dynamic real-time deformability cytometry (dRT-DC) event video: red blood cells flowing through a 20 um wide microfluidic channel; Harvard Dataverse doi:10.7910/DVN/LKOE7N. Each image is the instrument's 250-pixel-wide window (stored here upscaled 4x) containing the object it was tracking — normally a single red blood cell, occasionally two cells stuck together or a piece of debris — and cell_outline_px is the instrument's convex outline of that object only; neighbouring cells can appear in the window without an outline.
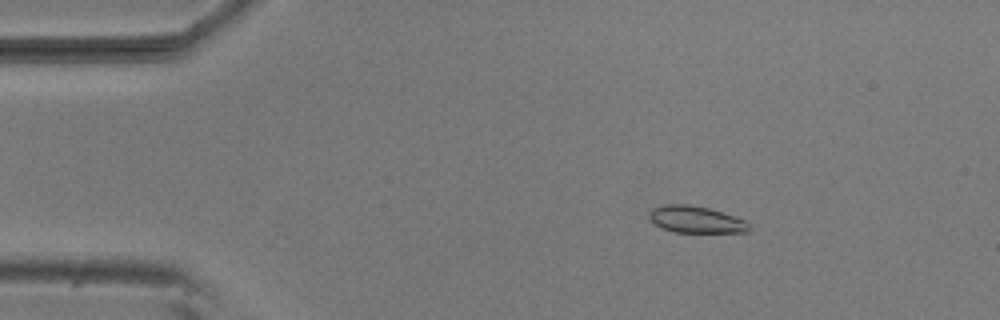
{"species": "common noctule bat (a hibernating species)", "species_latin": "Nyctalus noctula", "temperature_condition": "room temperature", "stored_images_in_passage": 4, "camera_frame_rate_fps": 3000, "um_per_image_px": 0.085, "animal": {"sex": "male", "body_mass_g": 20.5, "forearm_length_mm": 52.5}, "frame": {"image": 1, "passage_image": 2, "time_ms": 0.333, "image_size_px": [1000, 320], "cell_outline_px": [[752, 228], [748, 232], [676, 232], [664, 228], [656, 224], [648, 216], [652, 208], [664, 204], [688, 204], [708, 208], [744, 220]], "centroid_in_image_um": [59.15, 18.65], "position_along_channel_um": 25.9, "area_um2": 15.32}}